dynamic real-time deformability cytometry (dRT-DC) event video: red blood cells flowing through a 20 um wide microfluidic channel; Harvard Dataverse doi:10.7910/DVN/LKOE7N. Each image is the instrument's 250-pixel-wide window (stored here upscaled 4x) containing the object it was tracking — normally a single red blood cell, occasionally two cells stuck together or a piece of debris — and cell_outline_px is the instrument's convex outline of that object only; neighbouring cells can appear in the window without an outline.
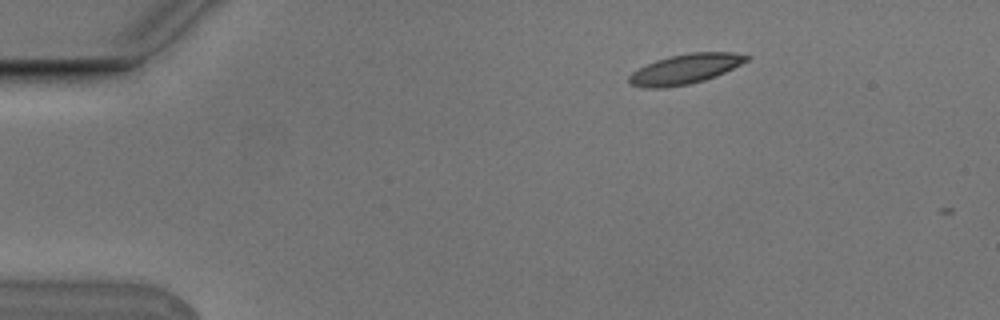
{"species": "Egyptian fruit bat (a non-hibernating species)", "species_latin": "Rousettus aegyptiacus", "temperature_condition": "cold", "stored_images_in_passage": 3, "camera_frame_rate_fps": 3000, "um_per_image_px": 0.085, "animal": {"sex": "male"}, "frame": {"image": 1, "passage_image": 1, "time_ms": 0.0, "image_size_px": [1000, 320], "cell_outline_px": [[752, 56], [748, 60], [716, 76], [704, 80], [688, 84], [664, 88], [648, 88], [628, 84], [628, 76], [632, 72], [656, 60], [668, 56], [692, 52], [732, 52]], "centroid_in_image_um": [58.23, 5.86], "position_along_channel_um": 26.8, "area_um2": 20.35}}